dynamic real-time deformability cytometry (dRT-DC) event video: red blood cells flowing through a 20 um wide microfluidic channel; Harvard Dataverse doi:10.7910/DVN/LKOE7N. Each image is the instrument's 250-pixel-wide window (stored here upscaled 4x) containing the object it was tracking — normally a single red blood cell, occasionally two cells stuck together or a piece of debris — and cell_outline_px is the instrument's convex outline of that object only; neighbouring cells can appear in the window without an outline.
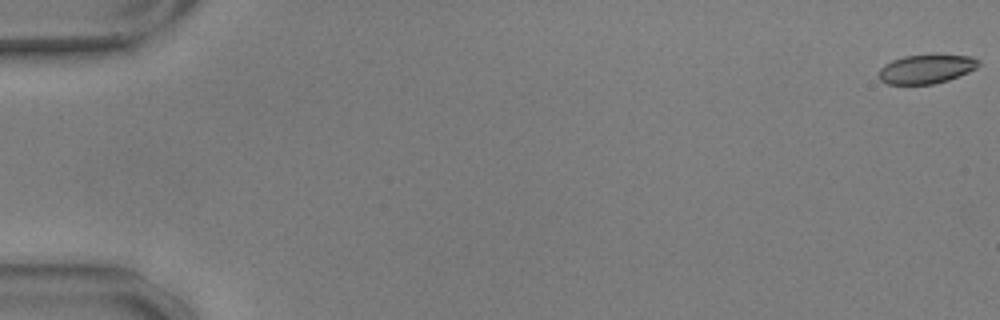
{"species": "common noctule bat (a hibernating species)", "species_latin": "Nyctalus noctula", "temperature_condition": "warm", "stored_images_in_passage": 58, "camera_frame_rate_fps": 3000, "um_per_image_px": 0.085, "animal": {"sex": "male", "body_mass_g": 17.9, "forearm_length_mm": 54.2}, "frame": {"image": 1, "passage_image": 1, "time_ms": 0.0, "image_size_px": [1000, 320], "cell_outline_px": [[980, 64], [976, 68], [968, 72], [948, 80], [932, 84], [888, 84], [880, 80], [880, 68], [884, 64], [892, 60], [904, 56], [972, 56], [980, 60]], "centroid_in_image_um": [78.73, 5.88], "position_along_channel_um": 6.3, "area_um2": 16.47}}
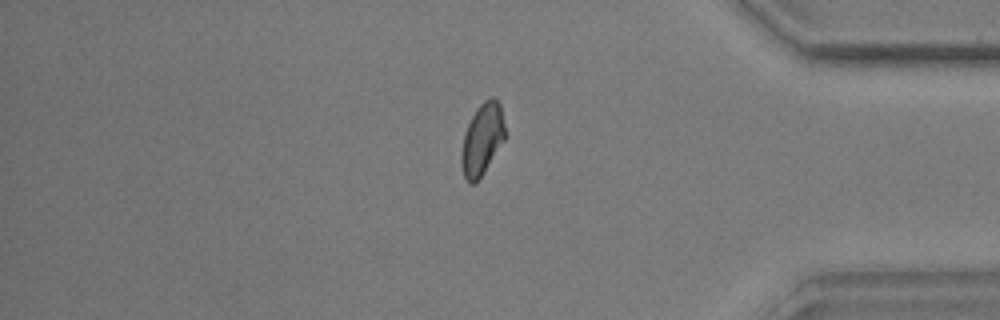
{"frame": {"image": 2, "passage_image": 49, "time_ms": 16.0, "image_size_px": [1000, 320], "cell_outline_px": [[508, 136], [484, 172], [472, 184], [468, 184], [464, 176], [460, 164], [460, 156], [464, 136], [468, 124], [476, 108], [484, 100], [492, 96], [500, 104]], "centroid_in_image_um": [41.01, 11.83], "position_along_channel_um": 394.2, "area_um2": 18.5}}
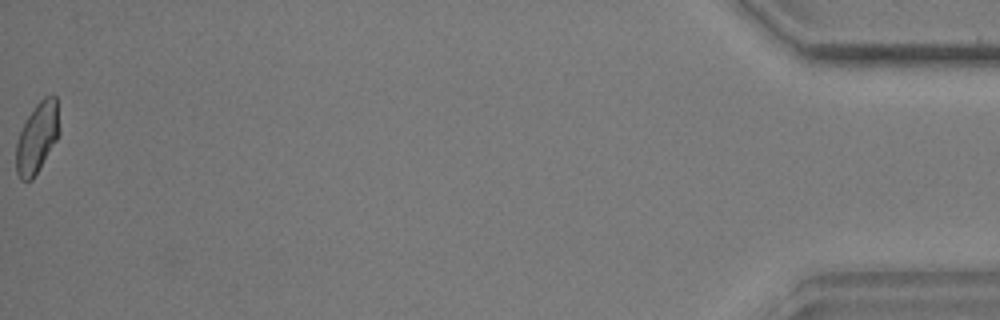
{"frame": {"image": 3, "passage_image": 58, "time_ms": 19.0, "image_size_px": [1000, 320], "cell_outline_px": [[60, 132], [56, 140], [32, 180], [20, 180], [16, 172], [16, 144], [20, 132], [28, 116], [36, 104], [44, 96], [52, 92], [56, 96]], "centroid_in_image_um": [3.16, 11.66], "position_along_channel_um": 432.0, "area_um2": 17.63}, "authors_computed_cell_mechanics": {"area_um2": 18.1492, "velocity_mm_per_s": 3.5859, "shape_relaxation_time_tau1_ms": 4.3396, "shape_relaxation_time_tau2_ms": 1.7319, "deformation_change_tau1": 0.101, "deformation_change_tau2": 0.051}}